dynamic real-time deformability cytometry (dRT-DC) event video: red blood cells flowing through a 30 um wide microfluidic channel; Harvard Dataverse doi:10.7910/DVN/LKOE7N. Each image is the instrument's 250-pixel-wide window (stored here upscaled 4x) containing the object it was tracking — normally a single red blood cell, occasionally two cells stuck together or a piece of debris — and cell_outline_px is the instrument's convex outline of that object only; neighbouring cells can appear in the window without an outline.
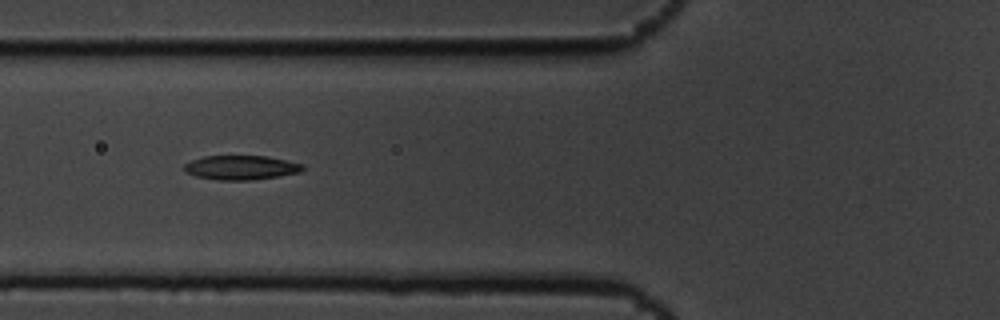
{"species": "common noctule bat (a hibernating species)", "species_latin": "Nyctalus noctula", "temperature_condition": "cold", "stored_images_in_passage": 6, "camera_frame_rate_fps": 3000, "um_per_image_px": 0.085, "animal": {"sex": "male", "body_mass_g": 19.5, "forearm_length_mm": 54.6}, "frame": {"image": 1, "passage_image": 4, "time_ms": 1.0, "image_size_px": [1000, 320], "cell_outline_px": [[304, 168], [300, 172], [280, 176], [252, 180], [220, 180], [196, 176], [184, 172], [184, 164], [192, 160], [204, 156], [268, 156], [304, 164]], "centroid_in_image_um": [20.5, 14.24], "position_along_channel_um": 105.3, "area_um2": 16.82}}
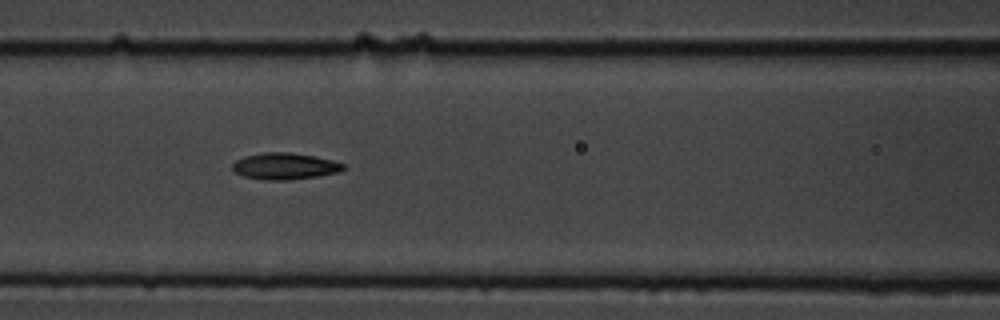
{"frame": {"image": 2, "passage_image": 5, "time_ms": 1.333, "image_size_px": [1000, 320], "cell_outline_px": [[348, 168], [340, 172], [320, 176], [288, 180], [264, 180], [244, 176], [236, 172], [232, 168], [232, 164], [236, 160], [244, 156], [264, 152], [288, 152], [316, 156], [332, 160], [344, 164]], "centroid_in_image_um": [24.25, 14.12], "position_along_channel_um": 142.3, "area_um2": 17.34}}
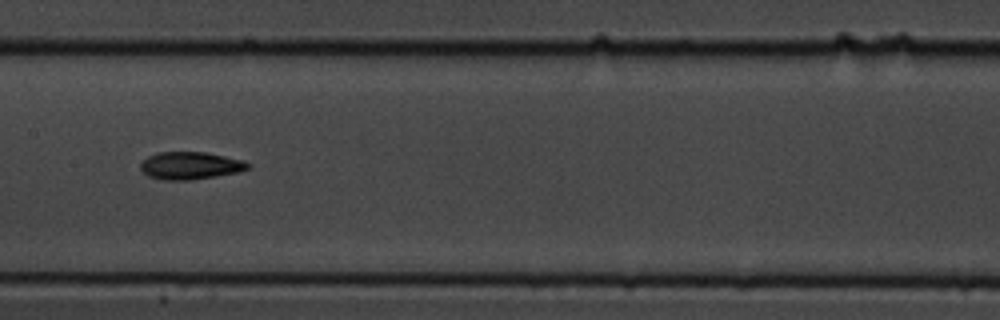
{"frame": {"image": 3, "passage_image": 6, "time_ms": 1.667, "image_size_px": [1000, 320], "cell_outline_px": [[252, 164], [248, 168], [236, 172], [216, 176], [188, 180], [164, 180], [148, 176], [140, 168], [140, 164], [148, 156], [160, 152], [204, 152], [244, 160]], "centroid_in_image_um": [16.17, 14.07], "position_along_channel_um": 191.2, "area_um2": 17.05}}